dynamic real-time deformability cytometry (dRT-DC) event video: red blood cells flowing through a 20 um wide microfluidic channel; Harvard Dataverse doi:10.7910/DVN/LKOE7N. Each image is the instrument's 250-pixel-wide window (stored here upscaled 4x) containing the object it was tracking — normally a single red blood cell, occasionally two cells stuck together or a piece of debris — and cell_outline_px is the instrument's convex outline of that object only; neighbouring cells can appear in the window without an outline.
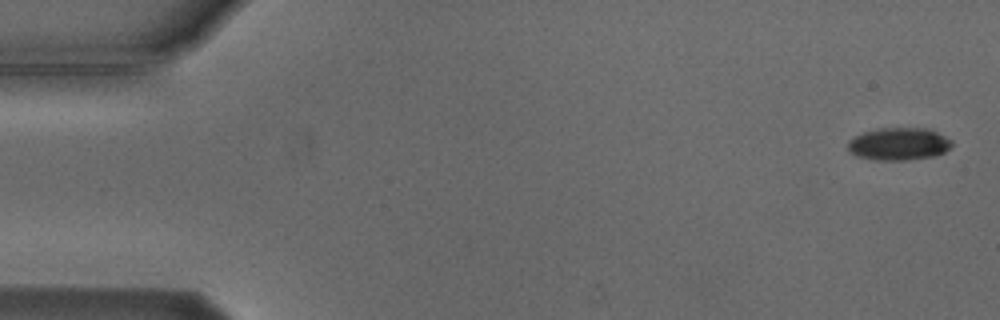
{"species": "Egyptian fruit bat (a non-hibernating species)", "species_latin": "Rousettus aegyptiacus", "temperature_condition": "cold", "stored_images_in_passage": 6, "segment_of_instrument_passage": [1, 2], "camera_frame_rate_fps": 3000, "um_per_image_px": 0.085, "animal": {"sex": "male"}, "frame": {"image": 1, "passage_image": 1, "time_ms": 0.0, "image_size_px": [1000, 320], "cell_outline_px": [[952, 144], [944, 152], [936, 156], [908, 160], [876, 160], [856, 156], [848, 148], [848, 140], [864, 132], [880, 128], [928, 128], [952, 140]], "centroid_in_image_um": [76.41, 12.24], "position_along_channel_um": 8.6, "area_um2": 19.65}}
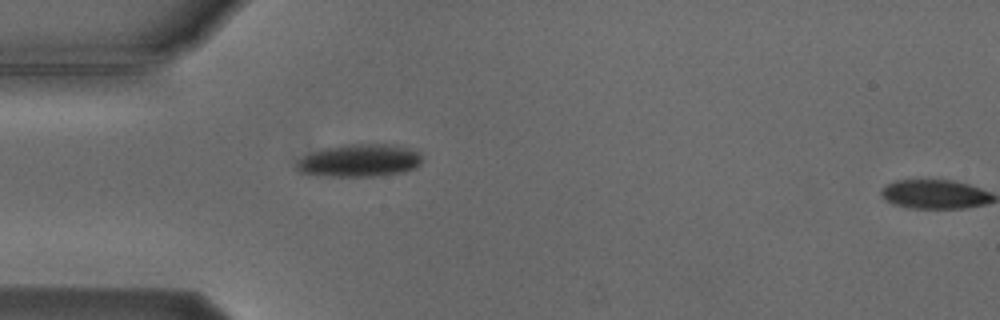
{"frame": {"image": 2, "passage_image": 5, "time_ms": 4.667, "image_size_px": [1000, 320], "cell_outline_px": [[424, 160], [416, 168], [404, 172], [380, 176], [316, 176], [300, 172], [296, 168], [296, 164], [304, 156], [312, 152], [324, 148], [344, 144], [388, 144], [408, 148], [420, 152]], "centroid_in_image_um": [30.59, 13.65], "position_along_channel_um": 54.4, "area_um2": 24.16}}